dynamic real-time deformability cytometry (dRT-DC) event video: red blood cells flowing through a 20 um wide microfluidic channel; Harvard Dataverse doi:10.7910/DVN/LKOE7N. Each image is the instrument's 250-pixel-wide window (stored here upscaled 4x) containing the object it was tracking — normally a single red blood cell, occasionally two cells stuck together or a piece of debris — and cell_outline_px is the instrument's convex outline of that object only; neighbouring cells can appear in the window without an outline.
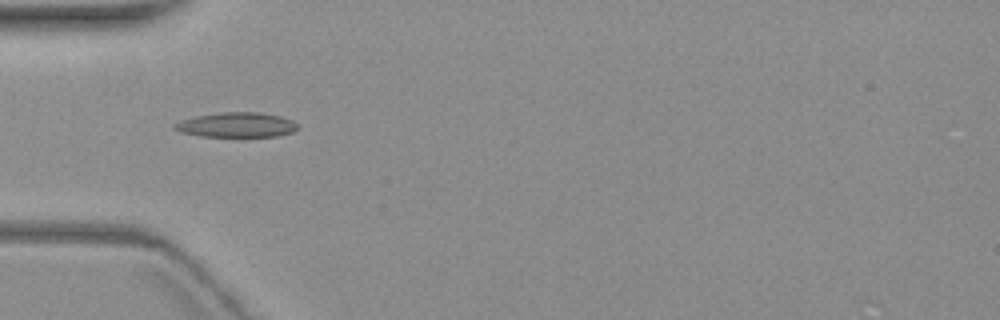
{"species": "common noctule bat (a hibernating species)", "species_latin": "Nyctalus noctula", "temperature_condition": "warm", "stored_images_in_passage": 2, "camera_frame_rate_fps": 3000, "um_per_image_px": 0.085, "animal": {"sex": "female", "body_mass_g": 19.3, "forearm_length_mm": 54.1}, "frame": {"image": 1, "passage_image": 1, "time_ms": 0.0, "image_size_px": [1000, 320], "cell_outline_px": [[300, 128], [292, 132], [276, 136], [200, 136], [180, 132], [172, 128], [172, 124], [180, 120], [196, 116], [220, 112], [260, 112], [280, 116], [292, 120], [300, 124]], "centroid_in_image_um": [20.11, 10.61], "position_along_channel_um": 64.9, "area_um2": 17.98}}
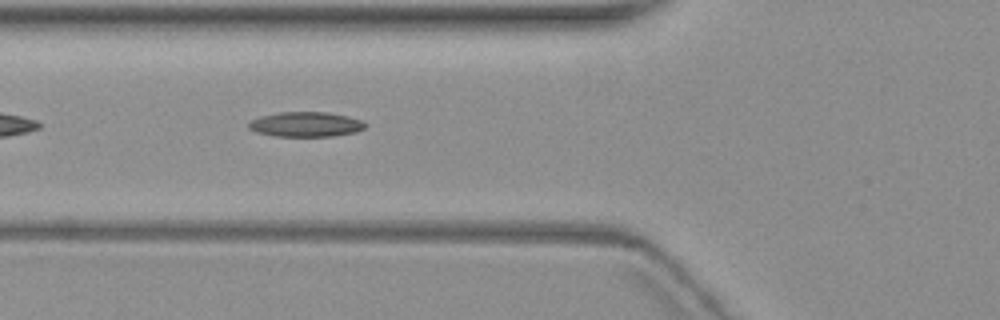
{"frame": {"image": 2, "passage_image": 2, "time_ms": 1.0, "image_size_px": [1000, 320], "cell_outline_px": [[368, 124], [364, 128], [356, 132], [332, 136], [272, 136], [256, 132], [248, 128], [248, 124], [252, 120], [260, 116], [280, 112], [324, 112], [348, 116], [360, 120]], "centroid_in_image_um": [25.98, 10.57], "position_along_channel_um": 99.8, "area_um2": 16.88}}